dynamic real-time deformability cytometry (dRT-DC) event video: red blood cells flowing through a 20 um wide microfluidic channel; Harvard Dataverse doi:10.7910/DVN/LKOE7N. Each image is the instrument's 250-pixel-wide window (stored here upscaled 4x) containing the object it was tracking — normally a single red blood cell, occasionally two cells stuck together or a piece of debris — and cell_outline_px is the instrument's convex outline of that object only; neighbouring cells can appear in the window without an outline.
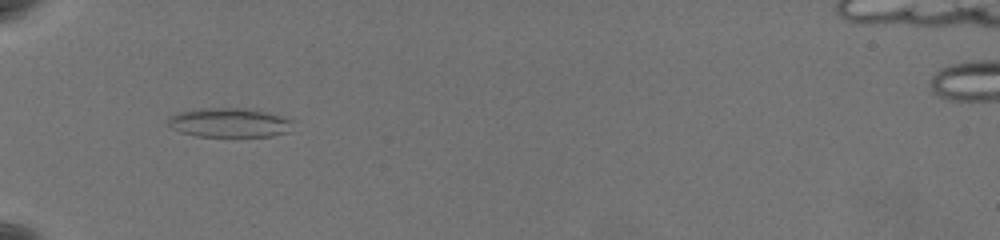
{"species": "common noctule bat (a hibernating species)", "species_latin": "Nyctalus noctula", "temperature_condition": "warm", "stored_images_in_passage": 11, "camera_frame_rate_fps": 3000, "um_per_image_px": 0.085, "animal": {"sex": "female", "body_mass_g": 19.5, "forearm_length_mm": 54.1}, "frame": {"image": 1, "passage_image": 1, "time_ms": 0.0, "image_size_px": [1000, 240], "cell_outline_px": [[296, 120], [292, 132], [272, 136], [196, 136], [180, 132], [172, 128], [168, 124], [168, 116], [176, 112], [200, 108], [244, 108], [268, 112]], "centroid_in_image_um": [19.56, 10.42], "position_along_channel_um": 65.4, "area_um2": 21.79}}
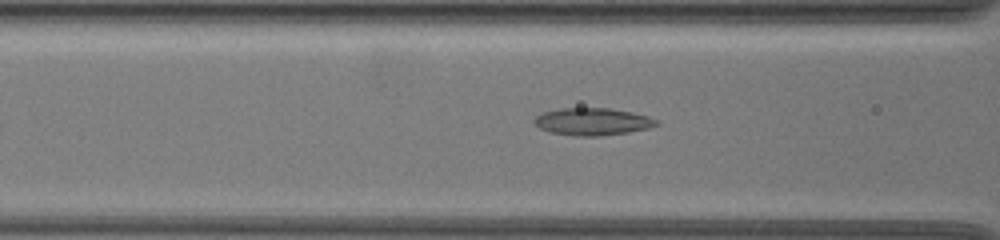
{"frame": {"image": 2, "passage_image": 6, "time_ms": 1.667, "image_size_px": [1000, 240], "cell_outline_px": [[660, 124], [648, 128], [628, 132], [600, 136], [572, 136], [548, 132], [540, 128], [532, 120], [540, 112], [560, 108], [608, 108], [632, 112], [648, 116], [660, 120]], "centroid_in_image_um": [50.35, 10.34], "position_along_channel_um": 116.3, "area_um2": 19.71}}